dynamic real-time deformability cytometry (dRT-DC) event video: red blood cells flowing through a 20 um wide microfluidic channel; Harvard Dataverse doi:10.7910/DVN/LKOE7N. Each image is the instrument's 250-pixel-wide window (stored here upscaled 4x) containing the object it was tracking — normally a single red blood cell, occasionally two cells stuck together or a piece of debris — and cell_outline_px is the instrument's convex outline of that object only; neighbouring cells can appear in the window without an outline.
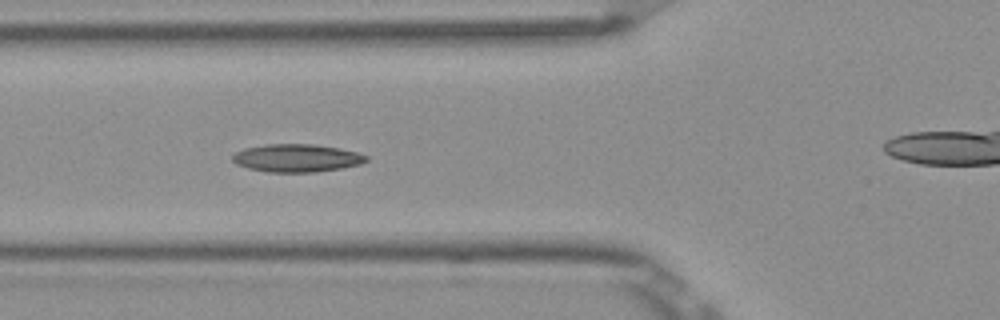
{"species": "Egyptian fruit bat (a non-hibernating species)", "species_latin": "Rousettus aegyptiacus", "temperature_condition": "room temperature", "stored_images_in_passage": 8, "camera_frame_rate_fps": 3000, "um_per_image_px": 0.085, "frame": {"image": 1, "passage_image": 6, "time_ms": 1.667, "image_size_px": [1000, 320], "cell_outline_px": [[368, 160], [360, 164], [340, 168], [316, 172], [268, 172], [248, 168], [236, 164], [232, 160], [232, 156], [236, 152], [244, 148], [264, 144], [312, 144], [340, 148], [356, 152], [368, 156]], "centroid_in_image_um": [25.2, 13.43], "position_along_channel_um": 100.6, "area_um2": 21.73}}
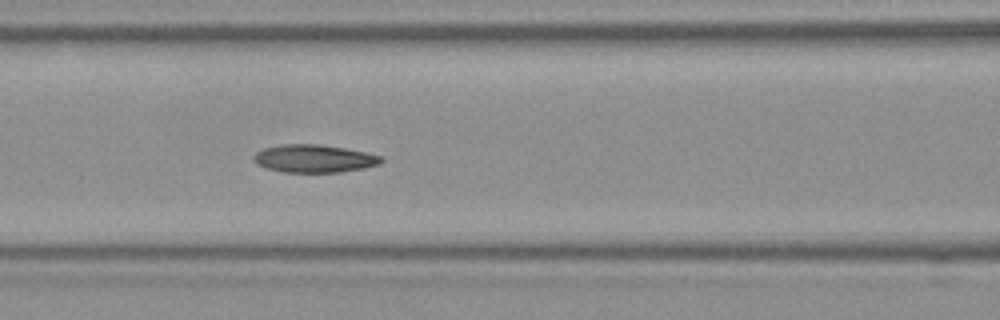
{"frame": {"image": 2, "passage_image": 7, "time_ms": 2.0, "image_size_px": [1000, 320], "cell_outline_px": [[384, 160], [380, 164], [364, 168], [340, 172], [284, 172], [268, 168], [256, 164], [252, 156], [256, 152], [264, 148], [284, 144], [320, 144], [344, 148], [364, 152], [380, 156]], "centroid_in_image_um": [26.69, 13.48], "position_along_channel_um": 139.9, "area_um2": 20.58}}